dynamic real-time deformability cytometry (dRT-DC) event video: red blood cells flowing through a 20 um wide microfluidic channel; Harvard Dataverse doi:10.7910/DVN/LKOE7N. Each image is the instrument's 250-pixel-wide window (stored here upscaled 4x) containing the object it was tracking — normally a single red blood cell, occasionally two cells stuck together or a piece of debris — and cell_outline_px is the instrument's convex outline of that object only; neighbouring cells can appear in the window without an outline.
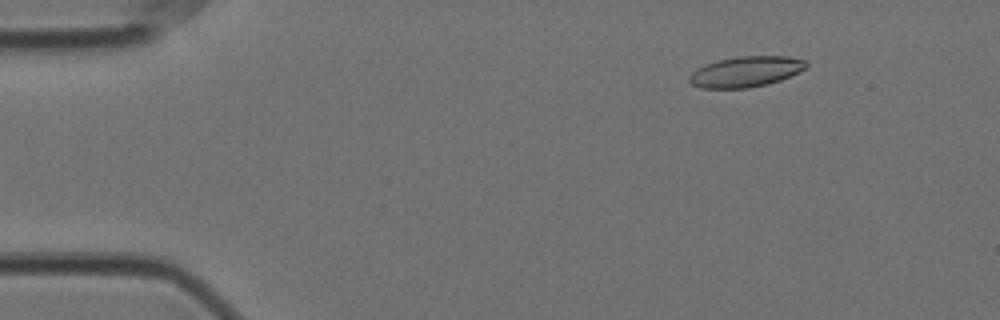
{"species": "Egyptian fruit bat (a non-hibernating species)", "species_latin": "Rousettus aegyptiacus", "temperature_condition": "cold", "stored_images_in_passage": 17, "camera_frame_rate_fps": 3000, "um_per_image_px": 0.085, "animal": {"sex": "female"}, "frame": {"image": 1, "passage_image": 8, "time_ms": 2.333, "image_size_px": [1000, 320], "cell_outline_px": [[808, 68], [800, 72], [780, 80], [768, 84], [748, 88], [700, 88], [692, 84], [688, 80], [688, 76], [696, 68], [704, 64], [716, 60], [740, 56], [788, 56], [808, 60]], "centroid_in_image_um": [63.41, 6.08], "position_along_channel_um": 21.6, "area_um2": 21.21}}